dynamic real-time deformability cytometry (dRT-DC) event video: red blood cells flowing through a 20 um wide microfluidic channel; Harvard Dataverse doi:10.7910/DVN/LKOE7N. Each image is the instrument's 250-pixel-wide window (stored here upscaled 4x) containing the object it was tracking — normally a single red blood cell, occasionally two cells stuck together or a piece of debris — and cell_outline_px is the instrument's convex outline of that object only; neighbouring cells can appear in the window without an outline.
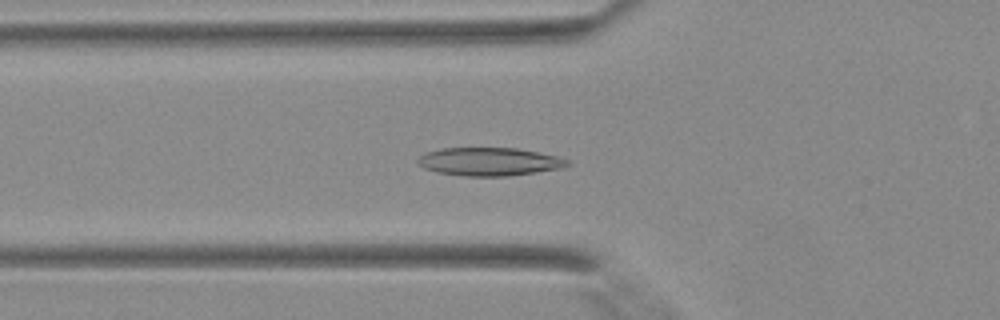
{"species": "Egyptian fruit bat (a non-hibernating species)", "species_latin": "Rousettus aegyptiacus", "temperature_condition": "warm", "stored_images_in_passage": 37, "camera_frame_rate_fps": 3000, "um_per_image_px": 0.085, "animal": {"sex": "female"}, "frame": {"image": 1, "passage_image": 10, "time_ms": 3.0, "image_size_px": [1000, 320], "cell_outline_px": [[572, 164], [564, 168], [508, 176], [464, 176], [436, 172], [424, 168], [416, 160], [424, 152], [444, 148], [516, 148], [556, 156], [568, 160]], "centroid_in_image_um": [41.59, 13.74], "position_along_channel_um": 84.2, "area_um2": 24.57}}
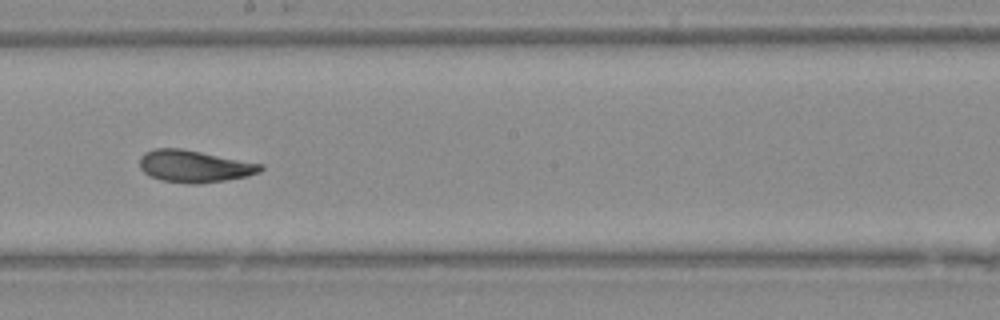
{"frame": {"image": 2, "passage_image": 19, "time_ms": 6.0, "image_size_px": [1000, 320], "cell_outline_px": [[264, 168], [260, 172], [248, 176], [200, 184], [192, 184], [160, 180], [144, 172], [140, 168], [140, 156], [144, 152], [152, 148], [180, 148], [264, 164]], "centroid_in_image_um": [16.52, 14.13], "position_along_channel_um": 231.7, "area_um2": 22.66}}
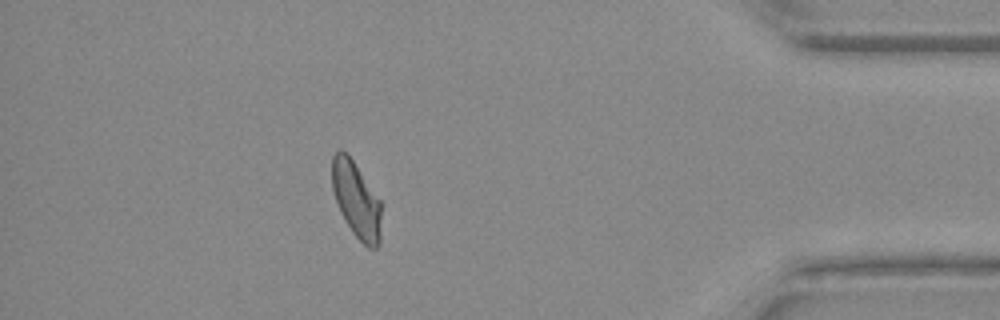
{"frame": {"image": 3, "passage_image": 32, "time_ms": 10.333, "image_size_px": [1000, 320], "cell_outline_px": [[380, 244], [376, 248], [368, 248], [352, 232], [336, 200], [332, 188], [332, 156], [340, 148], [352, 160], [380, 200]], "centroid_in_image_um": [30.29, 16.99], "position_along_channel_um": 404.9, "area_um2": 21.21}}